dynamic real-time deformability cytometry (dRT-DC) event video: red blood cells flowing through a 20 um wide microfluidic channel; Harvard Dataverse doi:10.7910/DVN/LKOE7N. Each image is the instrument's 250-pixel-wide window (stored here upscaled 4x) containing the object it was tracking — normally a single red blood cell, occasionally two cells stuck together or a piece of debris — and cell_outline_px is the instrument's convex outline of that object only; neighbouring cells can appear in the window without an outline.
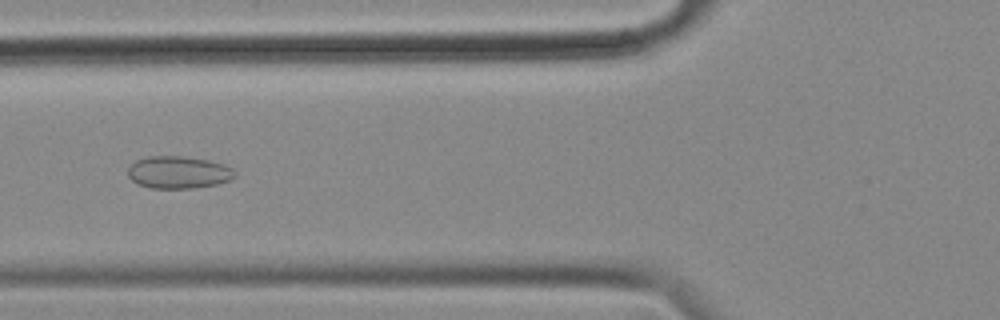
{"species": "common noctule bat (a hibernating species)", "species_latin": "Nyctalus noctula", "temperature_condition": "cold", "stored_images_in_passage": 56, "camera_frame_rate_fps": 3000, "um_per_image_px": 0.085, "animal": {"sex": "female", "body_mass_g": 18.4}, "frame": {"image": 1, "passage_image": 21, "time_ms": 6.667, "image_size_px": [1000, 320], "cell_outline_px": [[236, 176], [232, 180], [216, 184], [192, 188], [152, 188], [136, 184], [128, 176], [128, 168], [136, 160], [148, 156], [184, 156], [208, 160], [224, 164], [232, 168], [236, 172]], "centroid_in_image_um": [15.18, 14.64], "position_along_channel_um": 110.6, "area_um2": 20.29}}
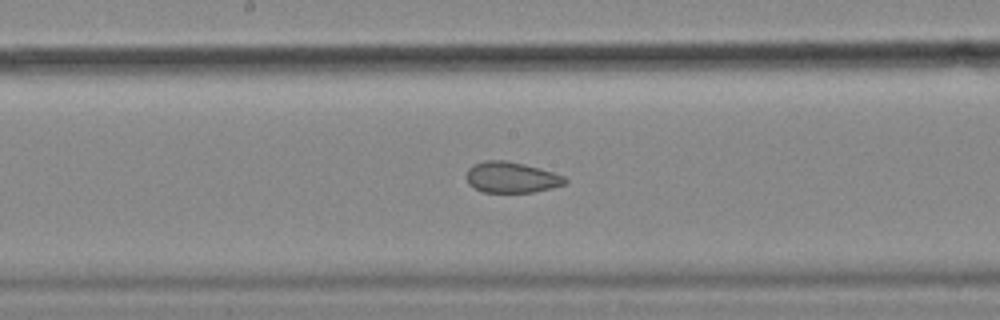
{"frame": {"image": 2, "passage_image": 29, "time_ms": 9.333, "image_size_px": [1000, 320], "cell_outline_px": [[568, 180], [564, 184], [552, 188], [532, 192], [484, 192], [468, 184], [464, 176], [468, 168], [472, 164], [484, 160], [504, 160], [524, 164], [552, 172], [564, 176]], "centroid_in_image_um": [43.42, 15.07], "position_along_channel_um": 204.8, "area_um2": 17.8}}
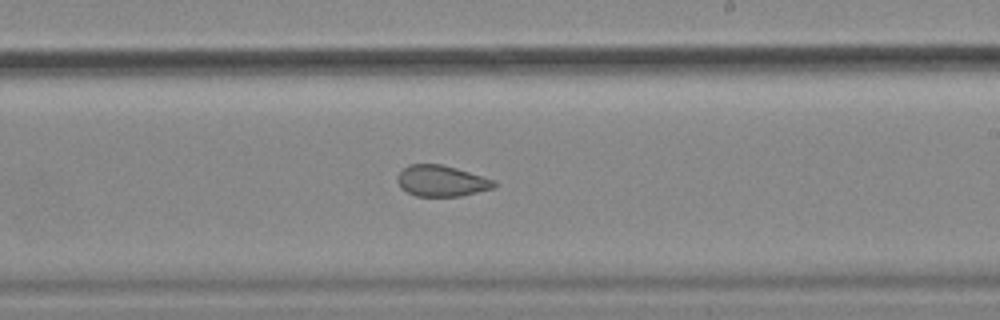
{"frame": {"image": 3, "passage_image": 33, "time_ms": 10.667, "image_size_px": [1000, 320], "cell_outline_px": [[496, 184], [492, 188], [460, 196], [416, 196], [400, 188], [396, 180], [396, 176], [408, 164], [440, 164], [456, 168], [496, 180]], "centroid_in_image_um": [37.49, 15.37], "position_along_channel_um": 251.5, "area_um2": 17.46}, "authors_computed_cell_mechanics": {"area_um2": 21.675, "velocity_mm_per_s": 3.5256, "shape_relaxation_time_tau1_ms": null, "shape_relaxation_time_tau2_ms": 1.9852, "deformation_change_tau1": null, "deformation_change_tau2": 0.0747}}